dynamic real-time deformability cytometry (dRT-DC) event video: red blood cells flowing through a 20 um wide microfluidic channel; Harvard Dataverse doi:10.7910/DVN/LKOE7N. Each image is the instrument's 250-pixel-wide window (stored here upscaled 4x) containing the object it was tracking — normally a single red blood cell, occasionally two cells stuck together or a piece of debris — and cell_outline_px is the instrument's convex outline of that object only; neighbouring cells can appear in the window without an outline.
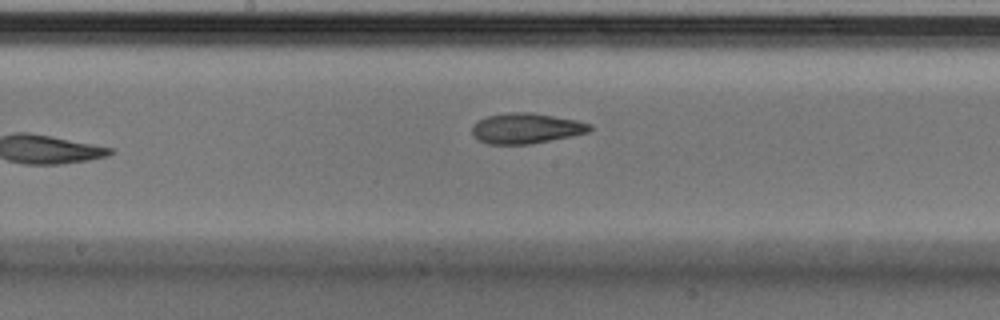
{"species": "Egyptian fruit bat (a non-hibernating species)", "species_latin": "Rousettus aegyptiacus", "temperature_condition": "cold", "stored_images_in_passage": 10, "camera_frame_rate_fps": 3000, "um_per_image_px": 0.085, "animal": {"sex": "male"}, "frame": {"image": 1, "passage_image": 9, "time_ms": 2.667, "image_size_px": [1000, 320], "cell_outline_px": [[592, 128], [588, 132], [572, 136], [528, 144], [488, 144], [472, 136], [472, 124], [488, 116], [508, 112], [532, 112], [576, 120], [592, 124]], "centroid_in_image_um": [44.71, 10.9], "position_along_channel_um": 203.5, "area_um2": 20.81}}
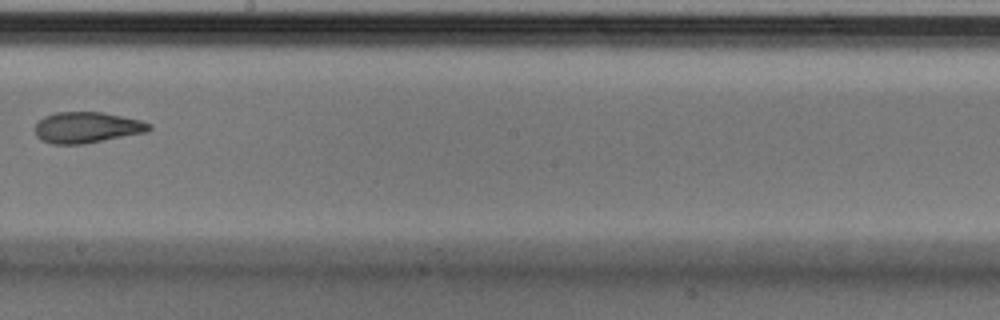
{"frame": {"image": 2, "passage_image": 10, "time_ms": 3.0, "image_size_px": [1000, 320], "cell_outline_px": [[152, 128], [148, 132], [84, 144], [52, 144], [40, 140], [36, 136], [36, 124], [44, 116], [56, 112], [104, 112], [140, 120], [152, 124]], "centroid_in_image_um": [7.41, 10.84], "position_along_channel_um": 240.8, "area_um2": 20.75}}